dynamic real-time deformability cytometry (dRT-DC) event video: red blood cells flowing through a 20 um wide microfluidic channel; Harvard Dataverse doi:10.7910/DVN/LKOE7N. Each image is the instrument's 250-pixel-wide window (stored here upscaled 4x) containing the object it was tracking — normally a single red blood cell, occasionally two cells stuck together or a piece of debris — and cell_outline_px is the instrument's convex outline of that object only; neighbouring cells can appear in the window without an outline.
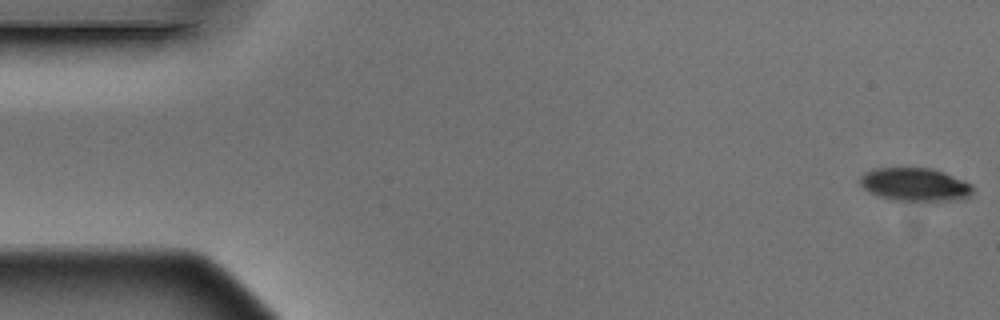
{"species": "Egyptian fruit bat (a non-hibernating species)", "species_latin": "Rousettus aegyptiacus", "temperature_condition": "warm", "stored_images_in_passage": 5, "camera_frame_rate_fps": 3000, "um_per_image_px": 0.085, "animal": {"sex": "male"}, "frame": {"image": 1, "passage_image": 1, "time_ms": 0.0, "image_size_px": [1000, 320], "cell_outline_px": [[972, 192], [964, 200], [892, 200], [868, 192], [860, 184], [860, 176], [864, 172], [872, 168], [932, 168], [944, 172], [964, 180], [972, 184]], "centroid_in_image_um": [77.76, 15.67], "position_along_channel_um": 7.2, "area_um2": 21.85}}
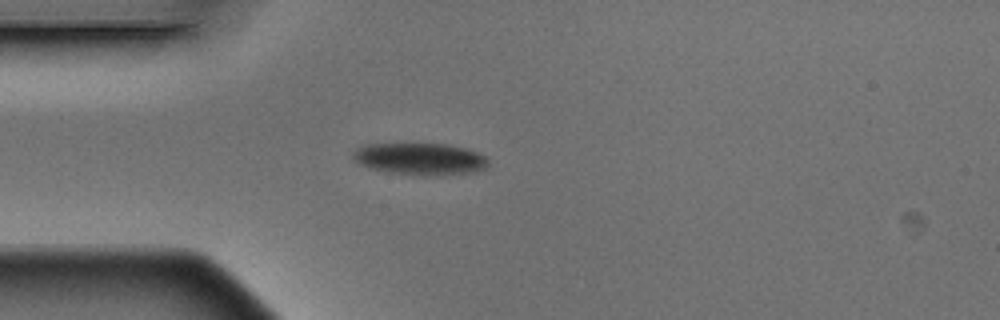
{"frame": {"image": 2, "passage_image": 5, "time_ms": 1.333, "image_size_px": [1000, 320], "cell_outline_px": [[488, 168], [472, 172], [440, 176], [424, 176], [384, 172], [368, 168], [360, 164], [352, 156], [352, 152], [356, 148], [364, 144], [400, 140], [448, 144], [464, 148], [476, 152], [484, 156], [488, 160]], "centroid_in_image_um": [35.63, 13.46], "position_along_channel_um": 49.4, "area_um2": 26.7}}